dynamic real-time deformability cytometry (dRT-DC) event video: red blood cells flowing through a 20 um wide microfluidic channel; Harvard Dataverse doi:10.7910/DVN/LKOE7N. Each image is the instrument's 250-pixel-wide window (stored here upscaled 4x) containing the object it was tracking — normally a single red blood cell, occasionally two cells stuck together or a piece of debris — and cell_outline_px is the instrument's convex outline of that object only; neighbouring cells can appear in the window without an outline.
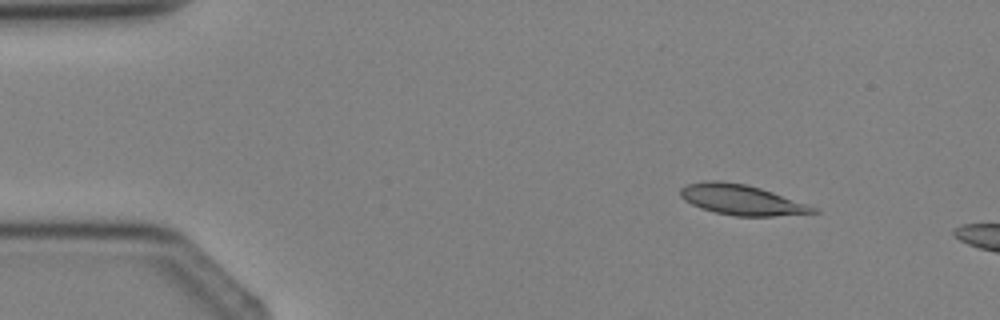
{"species": "Egyptian fruit bat (a non-hibernating species)", "species_latin": "Rousettus aegyptiacus", "temperature_condition": "cold", "stored_images_in_passage": 2, "camera_frame_rate_fps": 3000, "um_per_image_px": 0.085, "animal": {"sex": "female"}, "frame": {"image": 1, "passage_image": 1, "time_ms": 0.0, "image_size_px": [1000, 320], "cell_outline_px": [[820, 212], [772, 216], [736, 216], [716, 212], [700, 208], [684, 200], [680, 196], [680, 188], [688, 184], [704, 180], [720, 180], [748, 184], [772, 192], [816, 208]], "centroid_in_image_um": [62.96, 16.97], "position_along_channel_um": 22.0, "area_um2": 23.24}}